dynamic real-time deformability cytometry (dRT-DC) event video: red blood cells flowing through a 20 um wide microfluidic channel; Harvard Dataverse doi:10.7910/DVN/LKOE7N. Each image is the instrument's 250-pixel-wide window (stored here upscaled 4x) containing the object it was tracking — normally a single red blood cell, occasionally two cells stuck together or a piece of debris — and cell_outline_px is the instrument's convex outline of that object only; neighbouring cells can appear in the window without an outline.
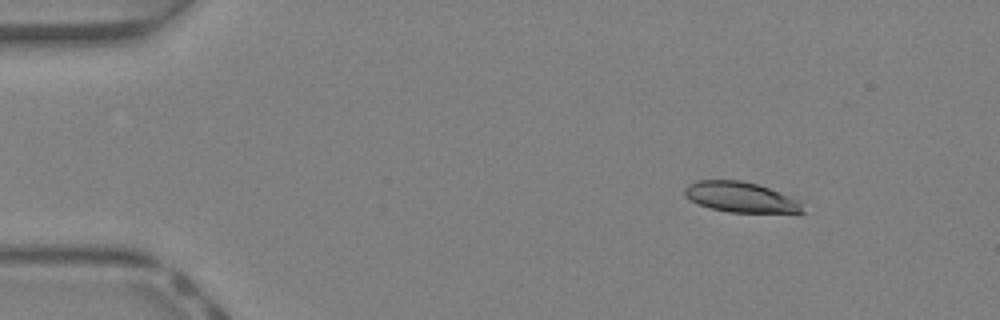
{"species": "Egyptian fruit bat (a non-hibernating species)", "species_latin": "Rousettus aegyptiacus", "temperature_condition": "warm", "stored_images_in_passage": 39, "camera_frame_rate_fps": 3000, "um_per_image_px": 0.085, "animal": {"sex": "female"}, "frame": {"image": 1, "passage_image": 1, "time_ms": 0.0, "image_size_px": [1000, 320], "cell_outline_px": [[804, 212], [728, 212], [712, 208], [700, 204], [692, 200], [684, 192], [684, 188], [688, 184], [696, 180], [740, 180], [756, 184], [768, 188], [796, 200], [800, 204]], "centroid_in_image_um": [62.89, 16.74], "position_along_channel_um": 22.1, "area_um2": 20.17}}
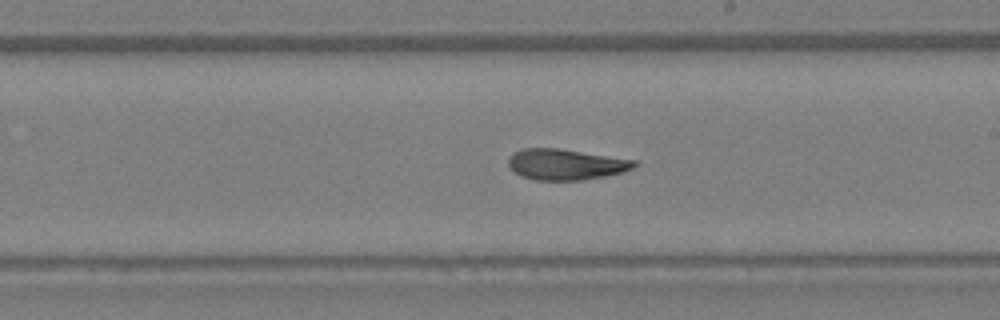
{"frame": {"image": 2, "passage_image": 21, "time_ms": 6.667, "image_size_px": [1000, 320], "cell_outline_px": [[640, 164], [624, 172], [604, 176], [580, 180], [536, 180], [520, 176], [508, 164], [508, 156], [512, 152], [524, 148], [556, 148], [640, 160]], "centroid_in_image_um": [48.13, 13.96], "position_along_channel_um": 240.9, "area_um2": 22.83}}
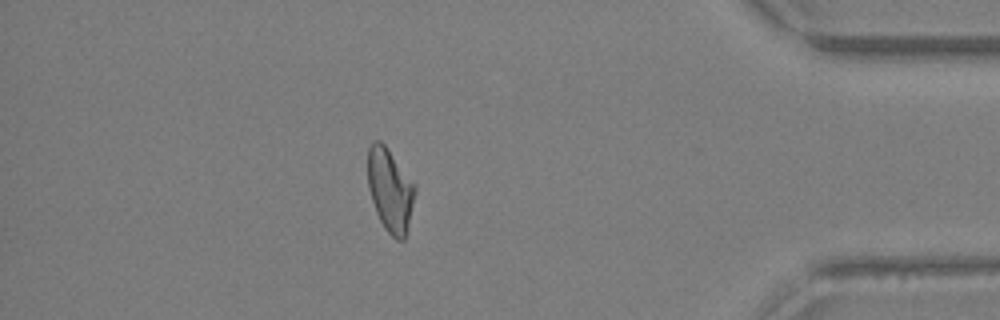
{"frame": {"image": 3, "passage_image": 34, "time_ms": 11.0, "image_size_px": [1000, 320], "cell_outline_px": [[416, 192], [404, 240], [396, 240], [384, 228], [376, 212], [368, 188], [368, 148], [372, 140], [380, 140], [384, 144], [416, 184]], "centroid_in_image_um": [33.16, 16.13], "position_along_channel_um": 402.0, "area_um2": 22.89}, "authors_computed_cell_mechanics": {"area_um2": 22.8888, "velocity_mm_per_s": 4.6297, "shape_relaxation_time_tau1_ms": null, "shape_relaxation_time_tau2_ms": 1.6409, "deformation_change_tau1": null, "deformation_change_tau2": 0.0834}}